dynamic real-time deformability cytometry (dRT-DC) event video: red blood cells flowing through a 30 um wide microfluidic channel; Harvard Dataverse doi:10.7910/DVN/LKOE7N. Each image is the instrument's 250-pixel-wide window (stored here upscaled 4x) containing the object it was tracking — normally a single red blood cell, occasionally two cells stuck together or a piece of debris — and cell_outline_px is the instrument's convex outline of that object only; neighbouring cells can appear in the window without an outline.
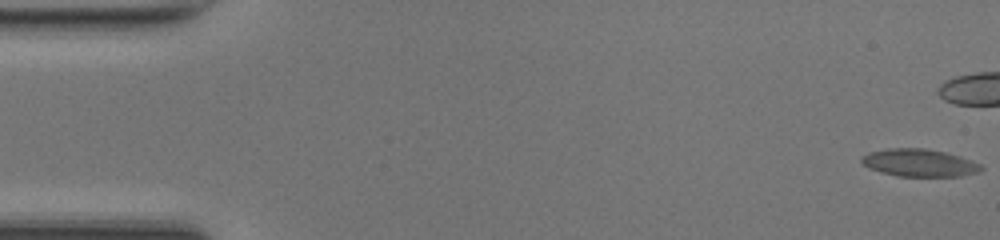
{"species": "common noctule bat (a hibernating species)", "species_latin": "Nyctalus noctula", "temperature_condition": "room temperature", "stored_images_in_passage": 51, "camera_frame_rate_fps": 3000, "um_per_image_px": 0.085, "animal": {"sex": "female", "body_mass_g": 17.0, "forearm_length_mm": 48.0}, "frame": {"image": 1, "passage_image": 1, "time_ms": 0.0, "image_size_px": [1000, 240], "cell_outline_px": [[984, 168], [980, 172], [960, 176], [896, 176], [880, 172], [868, 168], [860, 160], [860, 156], [868, 152], [888, 148], [924, 148], [944, 152], [960, 156], [972, 160], [980, 164]], "centroid_in_image_um": [78.12, 13.84], "position_along_channel_um": 6.9, "area_um2": 19.36}}
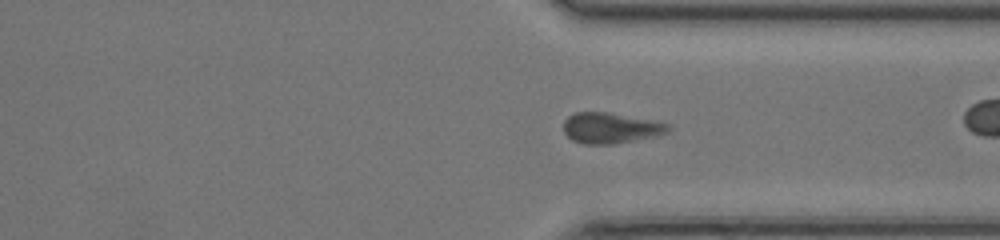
{"frame": {"image": 2, "passage_image": 37, "time_ms": 12.0, "image_size_px": [1000, 240], "cell_outline_px": [[672, 128], [668, 132], [656, 136], [612, 144], [584, 144], [572, 140], [564, 132], [564, 120], [568, 116], [576, 112], [608, 112], [672, 124]], "centroid_in_image_um": [51.92, 10.88], "position_along_channel_um": 359.5, "area_um2": 18.73}}
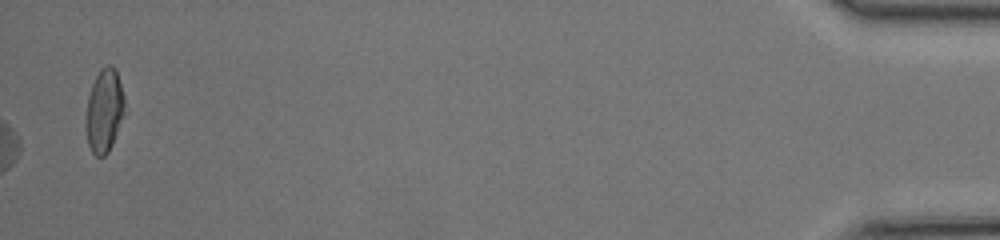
{"frame": {"image": 3, "passage_image": 51, "time_ms": 16.667, "image_size_px": [1000, 240], "cell_outline_px": [[124, 108], [112, 144], [108, 152], [104, 156], [96, 156], [92, 152], [88, 144], [84, 124], [84, 120], [88, 96], [92, 84], [100, 68], [108, 64], [112, 64], [116, 68], [124, 96]], "centroid_in_image_um": [8.82, 9.37], "position_along_channel_um": 426.4, "area_um2": 18.84}, "authors_computed_cell_mechanics": {"area_um2": 18.785, "velocity_mm_per_s": 4.1982, "shape_relaxation_time_tau1_ms": null, "shape_relaxation_time_tau2_ms": 8.5137, "deformation_change_tau1": null, "deformation_change_tau2": 0.2125}}